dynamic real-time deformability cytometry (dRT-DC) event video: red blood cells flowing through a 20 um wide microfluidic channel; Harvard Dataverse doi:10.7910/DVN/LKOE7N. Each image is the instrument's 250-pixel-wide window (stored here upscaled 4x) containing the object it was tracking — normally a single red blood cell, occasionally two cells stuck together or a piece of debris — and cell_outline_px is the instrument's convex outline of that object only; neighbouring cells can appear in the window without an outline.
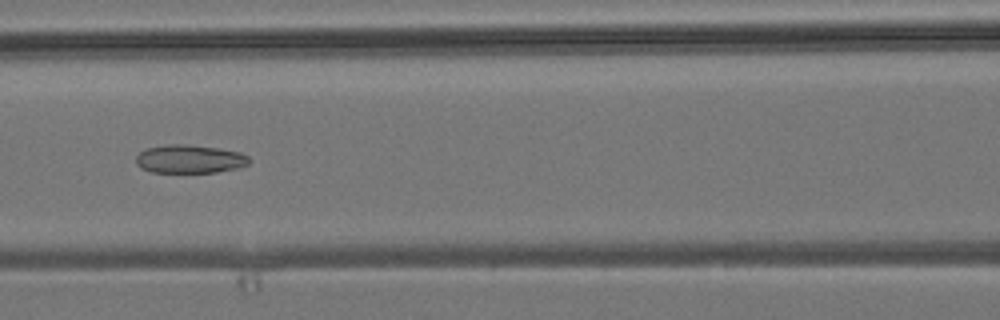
{"species": "common noctule bat (a hibernating species)", "species_latin": "Nyctalus noctula", "temperature_condition": "room temperature", "stored_images_in_passage": 7, "camera_frame_rate_fps": 3000, "um_per_image_px": 0.085, "animal": {"sex": "male", "body_mass_g": 19.2, "forearm_length_mm": 51.8}, "frame": {"image": 1, "passage_image": 7, "time_ms": 7.0, "image_size_px": [1000, 320], "cell_outline_px": [[252, 160], [248, 164], [236, 168], [216, 172], [152, 172], [140, 168], [136, 164], [136, 156], [140, 152], [148, 148], [168, 144], [184, 144], [216, 148], [240, 152], [248, 156]], "centroid_in_image_um": [16.12, 13.52], "position_along_channel_um": 150.5, "area_um2": 18.61}}